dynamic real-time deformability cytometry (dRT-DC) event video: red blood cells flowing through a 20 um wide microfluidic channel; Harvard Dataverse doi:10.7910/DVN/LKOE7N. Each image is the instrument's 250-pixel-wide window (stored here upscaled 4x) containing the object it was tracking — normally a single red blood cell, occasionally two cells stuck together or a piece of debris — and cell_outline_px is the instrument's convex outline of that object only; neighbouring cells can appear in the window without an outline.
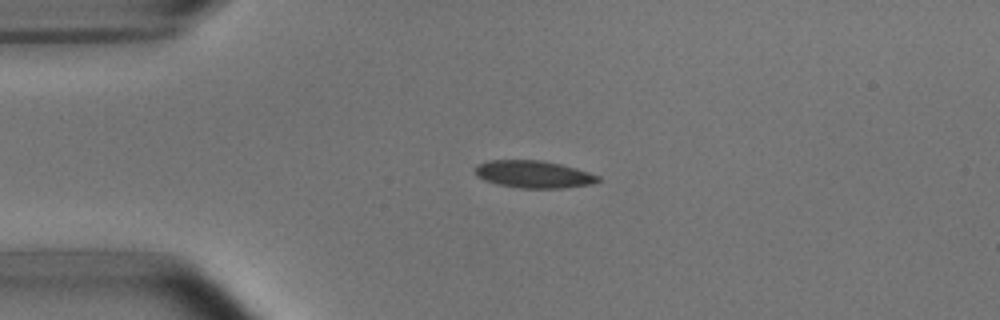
{"species": "common noctule bat (a hibernating species)", "species_latin": "Nyctalus noctula", "temperature_condition": "room temperature", "stored_images_in_passage": 4, "camera_frame_rate_fps": 3000, "um_per_image_px": 0.085, "animal": {"sex": "male", "body_mass_g": 15.6}, "frame": {"image": 1, "passage_image": 3, "time_ms": 2.333, "image_size_px": [1000, 320], "cell_outline_px": [[600, 180], [592, 184], [564, 188], [520, 188], [496, 184], [484, 180], [476, 176], [476, 168], [480, 164], [488, 160], [540, 160], [560, 164], [576, 168], [600, 176]], "centroid_in_image_um": [45.37, 14.82], "position_along_channel_um": 39.6, "area_um2": 19.54}}